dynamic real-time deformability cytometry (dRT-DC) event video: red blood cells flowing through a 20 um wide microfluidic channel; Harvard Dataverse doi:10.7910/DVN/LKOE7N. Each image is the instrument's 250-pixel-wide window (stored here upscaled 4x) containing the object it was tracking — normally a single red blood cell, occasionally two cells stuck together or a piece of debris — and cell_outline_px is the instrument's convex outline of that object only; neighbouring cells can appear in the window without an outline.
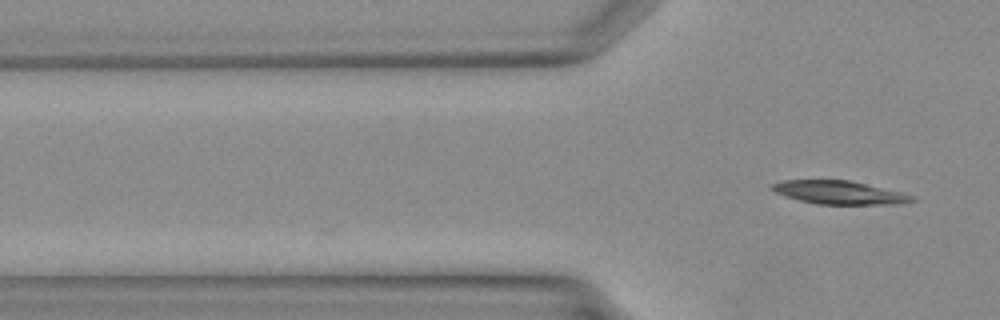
{"species": "Egyptian fruit bat (a non-hibernating species)", "species_latin": "Rousettus aegyptiacus", "temperature_condition": "warm", "stored_images_in_passage": 2, "camera_frame_rate_fps": 3000, "um_per_image_px": 0.085, "animal": {"sex": "female"}, "frame": {"image": 1, "passage_image": 2, "time_ms": 0.333, "image_size_px": [1000, 320], "cell_outline_px": [[916, 200], [900, 204], [816, 204], [800, 200], [776, 192], [772, 188], [772, 184], [784, 180], [848, 180], [900, 192], [916, 196]], "centroid_in_image_um": [71.39, 16.37], "position_along_channel_um": 54.4, "area_um2": 18.67}}